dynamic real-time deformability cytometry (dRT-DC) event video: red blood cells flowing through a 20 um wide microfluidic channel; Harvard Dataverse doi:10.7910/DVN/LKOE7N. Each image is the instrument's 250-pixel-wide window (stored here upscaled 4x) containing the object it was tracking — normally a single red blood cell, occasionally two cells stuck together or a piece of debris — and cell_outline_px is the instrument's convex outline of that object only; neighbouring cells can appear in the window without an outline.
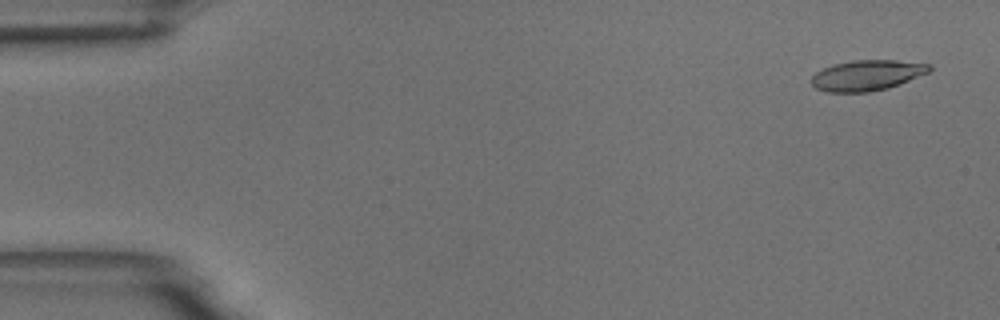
{"species": "common noctule bat (a hibernating species)", "species_latin": "Nyctalus noctula", "temperature_condition": "room temperature", "stored_images_in_passage": 55, "camera_frame_rate_fps": 3000, "um_per_image_px": 0.085, "animal": {"sex": "male", "body_mass_g": 18.8}, "frame": {"image": 1, "passage_image": 3, "time_ms": 0.667, "image_size_px": [1000, 320], "cell_outline_px": [[932, 68], [928, 72], [900, 84], [888, 88], [868, 92], [828, 92], [816, 88], [812, 84], [812, 76], [816, 72], [832, 64], [852, 60], [896, 60], [932, 64]], "centroid_in_image_um": [73.7, 6.39], "position_along_channel_um": 11.3, "area_um2": 20.98}}
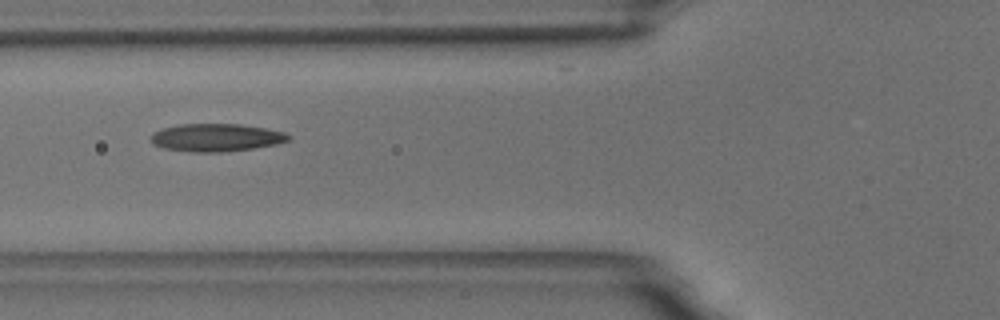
{"frame": {"image": 2, "passage_image": 21, "time_ms": 6.667, "image_size_px": [1000, 320], "cell_outline_px": [[292, 136], [288, 140], [276, 144], [252, 148], [220, 152], [196, 152], [164, 148], [152, 144], [152, 132], [164, 128], [180, 124], [240, 124], [264, 128], [284, 132]], "centroid_in_image_um": [18.37, 11.68], "position_along_channel_um": 107.4, "area_um2": 22.02}}
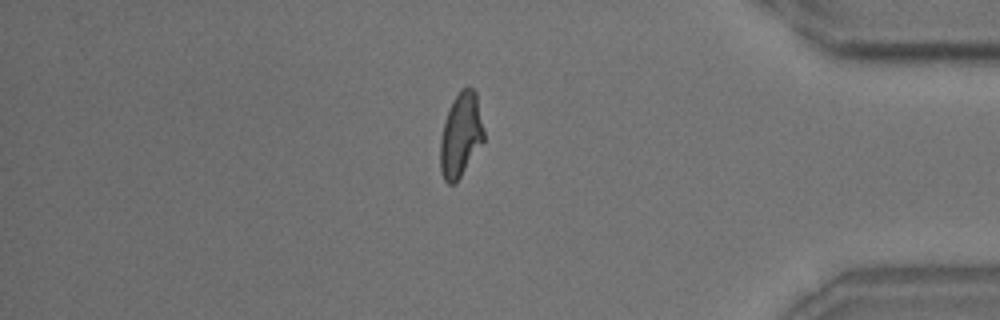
{"frame": {"image": 3, "passage_image": 47, "time_ms": 15.333, "image_size_px": [1000, 320], "cell_outline_px": [[484, 140], [456, 184], [448, 184], [444, 180], [440, 168], [440, 140], [444, 124], [452, 100], [460, 88], [468, 84], [476, 92], [484, 132]], "centroid_in_image_um": [39.16, 11.45], "position_along_channel_um": 396.0, "area_um2": 21.44}, "authors_computed_cell_mechanics": {"area_um2": 21.2704, "velocity_mm_per_s": 3.6772, "shape_relaxation_time_tau1_ms": 4.5315, "shape_relaxation_time_tau2_ms": 1.6575, "deformation_change_tau1": 0.1801, "deformation_change_tau2": 0.0992}}